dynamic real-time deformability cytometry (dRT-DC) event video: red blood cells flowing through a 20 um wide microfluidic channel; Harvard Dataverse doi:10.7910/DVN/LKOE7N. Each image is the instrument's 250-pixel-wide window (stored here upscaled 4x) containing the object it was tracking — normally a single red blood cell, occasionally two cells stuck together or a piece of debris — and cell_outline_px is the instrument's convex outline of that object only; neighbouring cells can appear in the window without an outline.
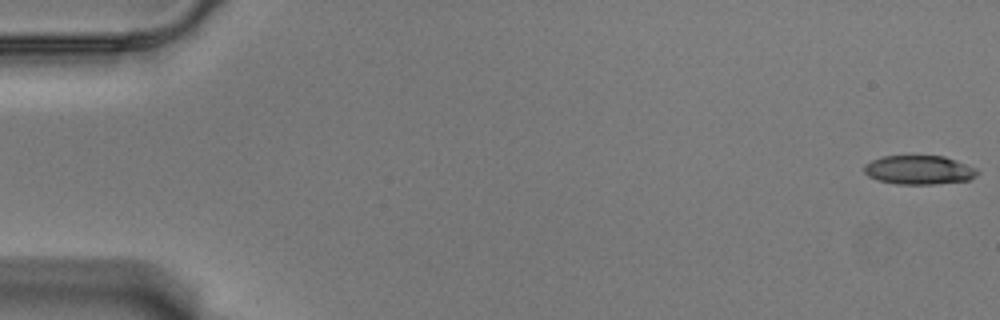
{"species": "Egyptian fruit bat (a non-hibernating species)", "species_latin": "Rousettus aegyptiacus", "temperature_condition": "warm", "stored_images_in_passage": 58, "camera_frame_rate_fps": 3000, "um_per_image_px": 0.085, "animal": {"sex": "male"}, "frame": {"image": 1, "passage_image": 1, "time_ms": 0.0, "image_size_px": [1000, 320], "cell_outline_px": [[980, 172], [976, 176], [968, 180], [932, 184], [896, 184], [876, 180], [868, 176], [864, 172], [864, 164], [872, 160], [884, 156], [944, 156], [976, 168]], "centroid_in_image_um": [78.09, 14.45], "position_along_channel_um": 6.9, "area_um2": 19.07}}
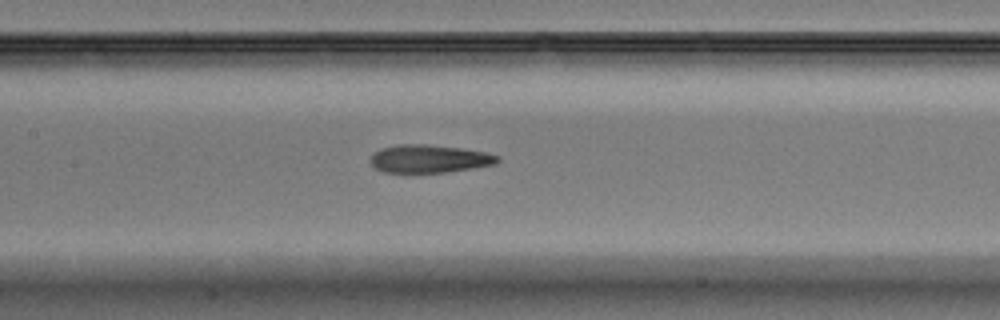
{"frame": {"image": 2, "passage_image": 28, "time_ms": 9.0, "image_size_px": [1000, 320], "cell_outline_px": [[500, 160], [496, 164], [472, 168], [444, 172], [384, 172], [376, 168], [372, 164], [372, 152], [380, 148], [400, 144], [428, 144], [460, 148], [484, 152], [500, 156]], "centroid_in_image_um": [36.49, 13.48], "position_along_channel_um": 170.9, "area_um2": 20.58}}
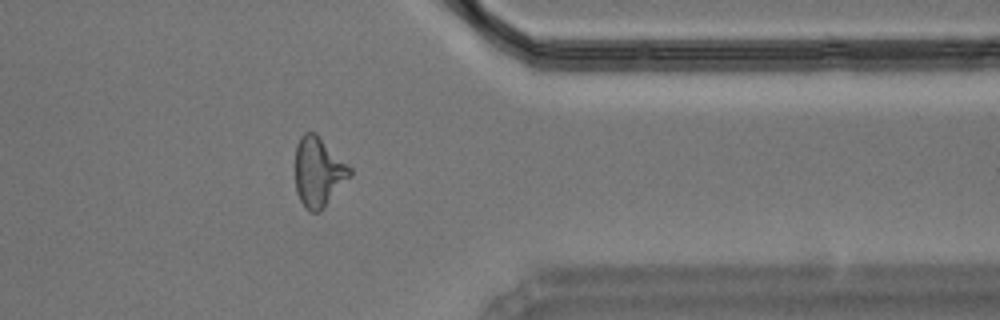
{"frame": {"image": 3, "passage_image": 47, "time_ms": 15.333, "image_size_px": [1000, 320], "cell_outline_px": [[352, 176], [324, 208], [320, 212], [312, 212], [300, 200], [296, 192], [296, 144], [300, 136], [304, 132], [316, 132], [352, 168]], "centroid_in_image_um": [27.1, 14.59], "position_along_channel_um": 384.3, "area_um2": 22.31}, "authors_computed_cell_mechanics": {"area_um2": 21.1548, "velocity_mm_per_s": 3.5385, "shape_relaxation_time_tau1_ms": 5.3067, "shape_relaxation_time_tau2_ms": 2.8758, "deformation_change_tau1": 0.1859, "deformation_change_tau2": 0.1417}}